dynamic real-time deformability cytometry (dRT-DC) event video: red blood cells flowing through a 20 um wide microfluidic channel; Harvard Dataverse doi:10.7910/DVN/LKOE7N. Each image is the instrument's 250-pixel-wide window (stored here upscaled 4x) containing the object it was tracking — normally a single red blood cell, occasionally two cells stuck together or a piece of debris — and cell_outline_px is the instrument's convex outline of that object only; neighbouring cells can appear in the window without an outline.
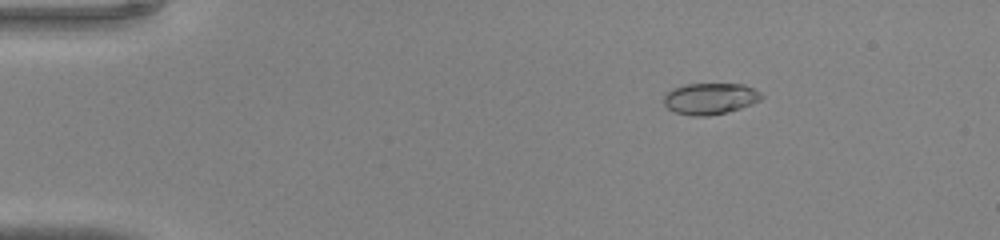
{"species": "common noctule bat (a hibernating species)", "species_latin": "Nyctalus noctula", "temperature_condition": "warm", "stored_images_in_passage": 42, "camera_frame_rate_fps": 3000, "um_per_image_px": 0.085, "animal": {"sex": "male", "body_mass_g": 20.0, "forearm_length_mm": 53.3}, "frame": {"image": 1, "passage_image": 3, "time_ms": 0.667, "image_size_px": [1000, 240], "cell_outline_px": [[764, 96], [760, 100], [752, 104], [740, 108], [708, 116], [692, 116], [676, 112], [668, 108], [664, 104], [664, 96], [672, 88], [684, 84], [744, 84], [760, 92]], "centroid_in_image_um": [60.36, 8.37], "position_along_channel_um": 24.6, "area_um2": 17.74}}
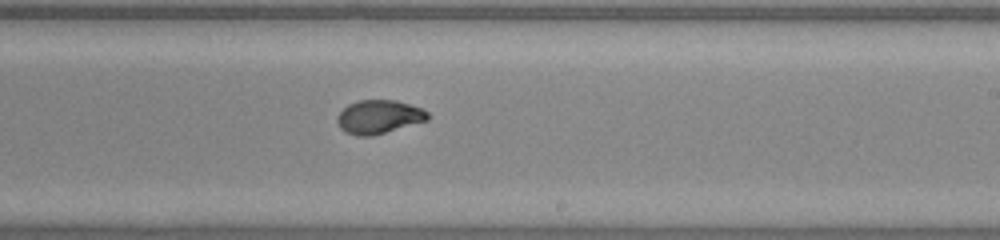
{"frame": {"image": 2, "passage_image": 24, "time_ms": 7.667, "image_size_px": [1000, 240], "cell_outline_px": [[428, 120], [372, 136], [356, 136], [344, 132], [340, 128], [336, 120], [336, 116], [348, 104], [360, 100], [396, 100], [424, 108], [428, 112]], "centroid_in_image_um": [32.19, 9.93], "position_along_channel_um": 256.8, "area_um2": 17.86}}
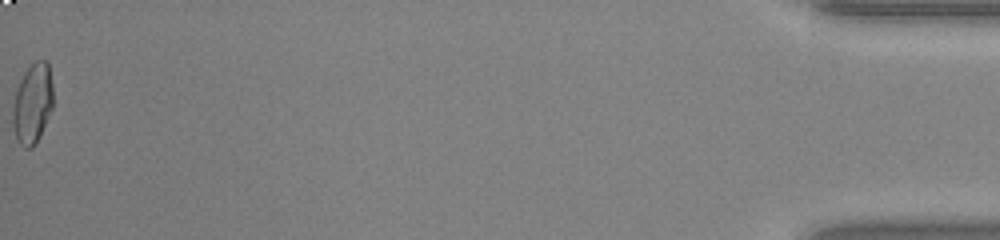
{"frame": {"image": 3, "passage_image": 42, "time_ms": 13.667, "image_size_px": [1000, 240], "cell_outline_px": [[52, 108], [40, 136], [32, 148], [24, 148], [20, 144], [16, 136], [12, 124], [12, 108], [16, 88], [24, 72], [36, 60], [44, 60], [48, 64], [52, 84]], "centroid_in_image_um": [2.75, 8.81], "position_along_channel_um": 432.5, "area_um2": 18.79}}